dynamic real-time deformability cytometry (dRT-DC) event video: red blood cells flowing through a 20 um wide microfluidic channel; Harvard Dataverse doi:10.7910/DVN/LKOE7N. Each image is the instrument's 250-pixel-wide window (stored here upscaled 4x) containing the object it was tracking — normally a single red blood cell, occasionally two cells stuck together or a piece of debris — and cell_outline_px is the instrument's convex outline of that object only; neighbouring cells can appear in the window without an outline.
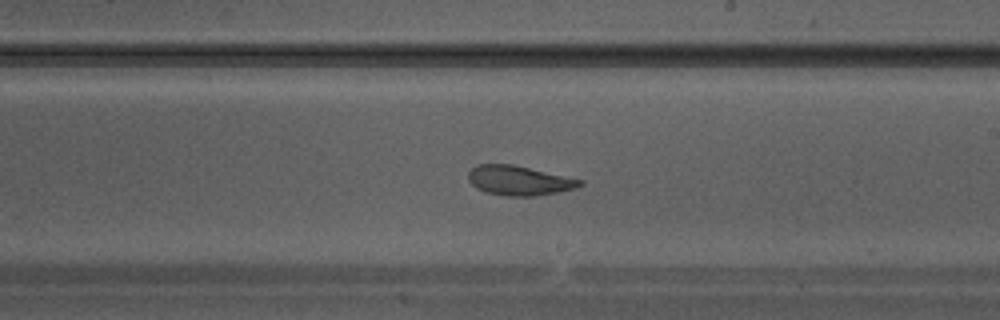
{"species": "Egyptian fruit bat (a non-hibernating species)", "species_latin": "Rousettus aegyptiacus", "temperature_condition": "warm", "stored_images_in_passage": 35, "camera_frame_rate_fps": 3000, "um_per_image_px": 0.085, "animal": {"sex": "male"}, "frame": {"image": 1, "passage_image": 20, "time_ms": 6.333, "image_size_px": [1000, 320], "cell_outline_px": [[584, 184], [576, 188], [560, 192], [536, 196], [508, 196], [488, 192], [476, 188], [468, 180], [468, 172], [476, 164], [512, 164], [584, 180]], "centroid_in_image_um": [44.14, 15.34], "position_along_channel_um": 244.9, "area_um2": 19.31}}